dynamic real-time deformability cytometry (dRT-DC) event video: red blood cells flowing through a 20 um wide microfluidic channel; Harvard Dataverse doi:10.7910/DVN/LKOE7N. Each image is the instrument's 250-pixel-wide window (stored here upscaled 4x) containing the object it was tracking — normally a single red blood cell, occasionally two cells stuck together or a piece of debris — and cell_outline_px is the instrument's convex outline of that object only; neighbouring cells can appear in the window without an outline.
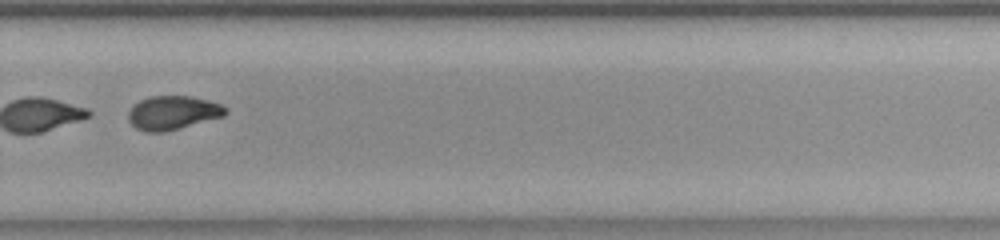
{"species": "common noctule bat (a hibernating species)", "species_latin": "Nyctalus noctula", "temperature_condition": "room temperature", "stored_images_in_passage": 53, "segment_of_instrument_passage": [2, 2], "camera_frame_rate_fps": 3000, "um_per_image_px": 0.085, "animal": {"sex": "female", "body_mass_g": 23.0, "forearm_length_mm": 53.4}, "frame": {"image": 1, "passage_image": 37, "time_ms": 12.0, "image_size_px": [1000, 240], "cell_outline_px": [[228, 112], [224, 116], [164, 132], [144, 132], [136, 128], [128, 120], [128, 112], [132, 104], [148, 96], [192, 96], [208, 100], [220, 104], [228, 108]], "centroid_in_image_um": [14.67, 9.57], "position_along_channel_um": 315.1, "area_um2": 19.31}}